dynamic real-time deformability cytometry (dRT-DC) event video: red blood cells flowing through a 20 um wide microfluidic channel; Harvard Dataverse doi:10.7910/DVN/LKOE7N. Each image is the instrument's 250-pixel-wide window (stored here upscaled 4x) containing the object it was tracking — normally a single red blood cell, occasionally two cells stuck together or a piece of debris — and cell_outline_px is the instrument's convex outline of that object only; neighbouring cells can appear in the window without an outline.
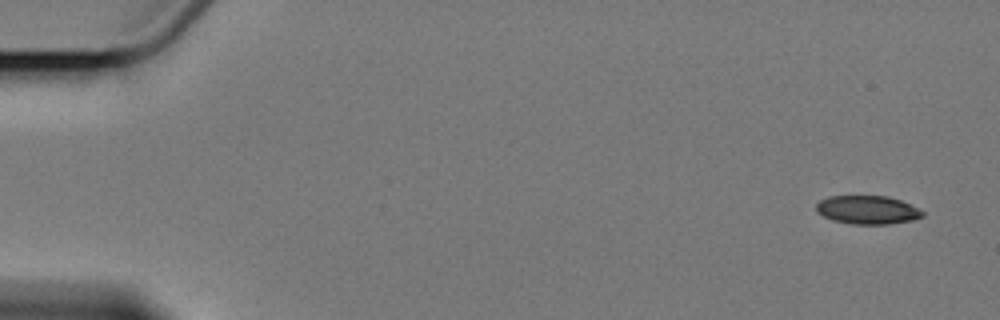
{"species": "Egyptian fruit bat (a non-hibernating species)", "species_latin": "Rousettus aegyptiacus", "temperature_condition": "cold", "stored_images_in_passage": 6, "segment_of_instrument_passage": [1, 2], "camera_frame_rate_fps": 3000, "um_per_image_px": 0.085, "animal": {"sex": "female"}, "frame": {"image": 1, "passage_image": 1, "time_ms": 0.0, "image_size_px": [1000, 320], "cell_outline_px": [[924, 216], [912, 220], [888, 224], [852, 224], [832, 220], [816, 212], [816, 204], [820, 200], [828, 196], [888, 196], [900, 200], [924, 212]], "centroid_in_image_um": [73.7, 17.84], "position_along_channel_um": 11.3, "area_um2": 17.57}}